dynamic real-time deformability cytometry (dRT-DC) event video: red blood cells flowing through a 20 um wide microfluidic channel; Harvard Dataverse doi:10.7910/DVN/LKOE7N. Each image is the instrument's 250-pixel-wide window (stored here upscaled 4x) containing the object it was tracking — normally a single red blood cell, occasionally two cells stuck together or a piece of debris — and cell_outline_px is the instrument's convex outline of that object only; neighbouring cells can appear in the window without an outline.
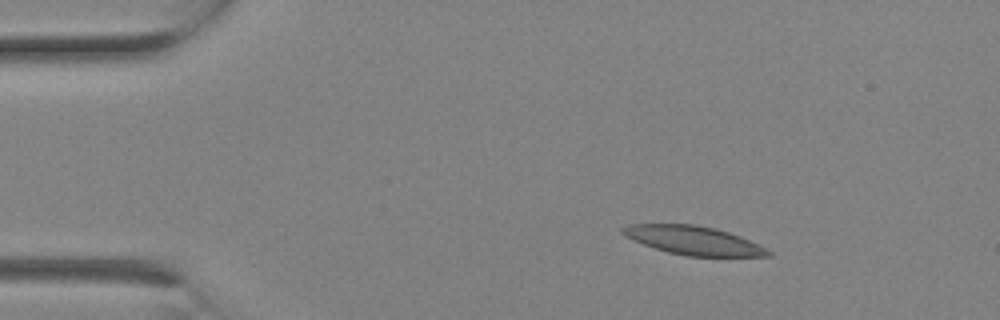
{"species": "Egyptian fruit bat (a non-hibernating species)", "species_latin": "Rousettus aegyptiacus", "temperature_condition": "room temperature", "stored_images_in_passage": 2, "camera_frame_rate_fps": 3000, "um_per_image_px": 0.085, "animal": {"sex": "female"}, "frame": {"image": 1, "passage_image": 1, "time_ms": 0.0, "image_size_px": [1000, 320], "cell_outline_px": [[772, 256], [688, 256], [668, 252], [644, 244], [624, 236], [620, 232], [620, 228], [628, 224], [696, 224], [716, 228], [740, 236], [768, 248], [772, 252]], "centroid_in_image_um": [58.96, 20.42], "position_along_channel_um": 26.0, "area_um2": 24.33}}